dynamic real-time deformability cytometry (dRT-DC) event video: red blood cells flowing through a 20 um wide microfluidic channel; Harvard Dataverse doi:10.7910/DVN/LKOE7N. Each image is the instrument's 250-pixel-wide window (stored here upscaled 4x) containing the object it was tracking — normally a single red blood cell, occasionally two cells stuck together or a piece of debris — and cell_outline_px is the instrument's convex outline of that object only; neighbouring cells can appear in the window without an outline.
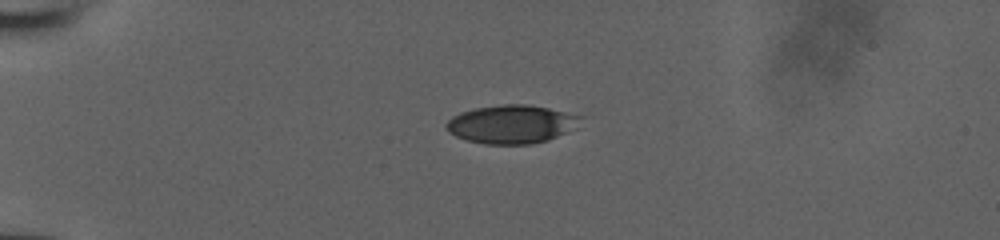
{"species": "human", "species_latin": "Homo sapiens", "temperature_condition": "room temperature", "stored_images_in_passage": 39, "camera_frame_rate_fps": 3000, "um_per_image_px": 0.085, "donor": {"sex": "male"}, "frame": {"image": 1, "passage_image": 1, "time_ms": 0.0, "image_size_px": [1000, 240], "cell_outline_px": [[584, 116], [576, 128], [548, 140], [532, 144], [484, 144], [468, 140], [456, 136], [448, 132], [444, 124], [452, 116], [460, 112], [476, 108], [500, 104], [528, 104], [548, 108]], "centroid_in_image_um": [43.48, 10.55], "position_along_channel_um": 41.5, "area_um2": 30.23}}
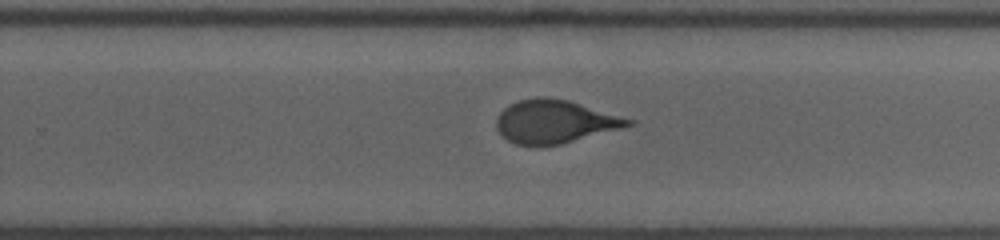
{"frame": {"image": 2, "passage_image": 22, "time_ms": 7.0, "image_size_px": [1000, 240], "cell_outline_px": [[636, 124], [560, 144], [516, 144], [508, 140], [496, 128], [496, 116], [508, 104], [520, 100], [536, 96], [548, 96], [568, 100], [636, 120]], "centroid_in_image_um": [47.16, 10.3], "position_along_channel_um": 282.6, "area_um2": 32.95}}
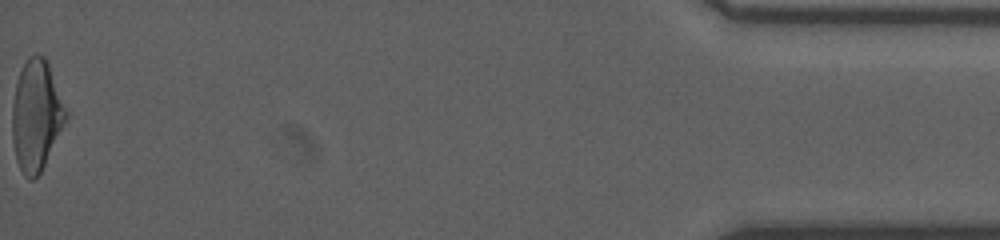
{"frame": {"image": 3, "passage_image": 39, "time_ms": 12.667, "image_size_px": [1000, 240], "cell_outline_px": [[68, 116], [40, 172], [32, 180], [28, 180], [24, 176], [16, 160], [12, 140], [12, 104], [16, 84], [20, 72], [28, 56], [44, 56], [48, 64], [68, 112]], "centroid_in_image_um": [3.06, 9.83], "position_along_channel_um": 432.1, "area_um2": 34.1}}